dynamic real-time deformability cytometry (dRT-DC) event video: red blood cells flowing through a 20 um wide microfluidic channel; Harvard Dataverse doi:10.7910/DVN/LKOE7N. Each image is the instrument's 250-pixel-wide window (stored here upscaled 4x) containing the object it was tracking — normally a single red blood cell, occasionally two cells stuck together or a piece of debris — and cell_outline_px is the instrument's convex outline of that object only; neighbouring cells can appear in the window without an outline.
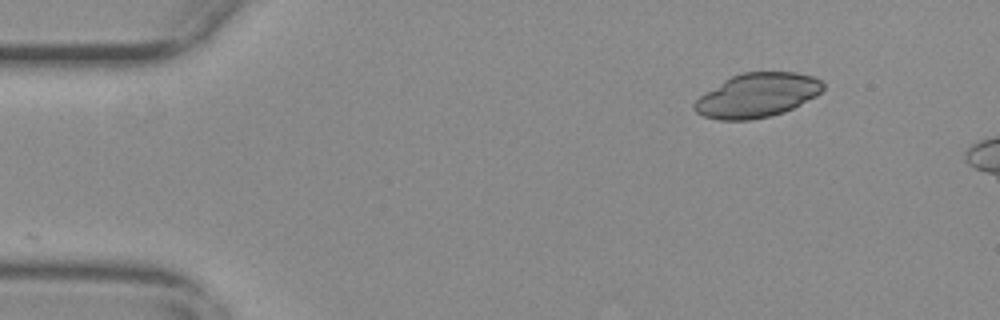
{"species": "common noctule bat (a hibernating species)", "species_latin": "Nyctalus noctula", "temperature_condition": "warm", "stored_images_in_passage": 10, "camera_frame_rate_fps": 3000, "um_per_image_px": 0.085, "animal": {"sex": "female", "body_mass_g": 29.2, "forearm_length_mm": 56.3}, "frame": {"image": 1, "passage_image": 2, "time_ms": 0.333, "image_size_px": [1000, 320], "cell_outline_px": [[824, 88], [816, 96], [784, 112], [772, 116], [752, 120], [720, 120], [704, 116], [696, 112], [692, 108], [692, 104], [700, 96], [724, 80], [740, 72], [796, 72], [812, 76], [820, 80], [824, 84]], "centroid_in_image_um": [64.35, 8.1], "position_along_channel_um": 20.7, "area_um2": 33.06}}